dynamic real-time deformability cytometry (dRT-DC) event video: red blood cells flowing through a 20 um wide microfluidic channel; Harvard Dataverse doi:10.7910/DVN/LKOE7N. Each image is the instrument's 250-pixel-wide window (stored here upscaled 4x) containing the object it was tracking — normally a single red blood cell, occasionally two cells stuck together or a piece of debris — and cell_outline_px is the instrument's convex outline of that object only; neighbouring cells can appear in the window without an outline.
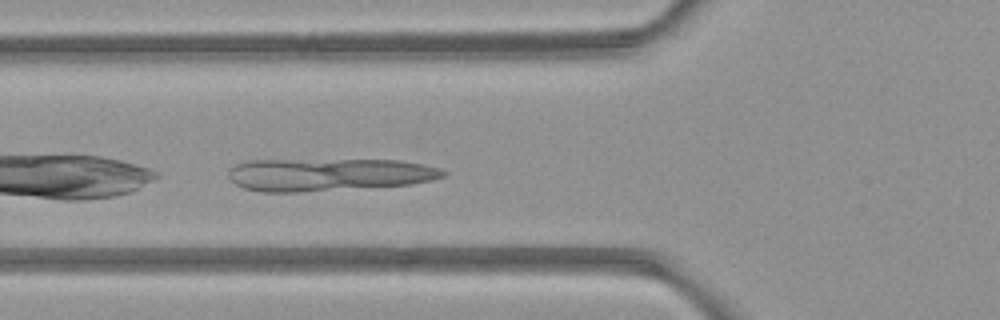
{"species": "common noctule bat (a hibernating species)", "species_latin": "Nyctalus noctula", "temperature_condition": "room temperature", "stored_images_in_passage": 4, "camera_frame_rate_fps": 3000, "um_per_image_px": 0.085, "animal": {"sex": "female", "body_mass_g": 21.9}, "frame": {"image": 1, "passage_image": 4, "time_ms": 3.333, "image_size_px": [1000, 320], "cell_outline_px": [[448, 172], [444, 176], [432, 180], [412, 184], [300, 192], [260, 192], [244, 188], [236, 184], [228, 176], [228, 172], [236, 164], [248, 160], [400, 160], [440, 168]], "centroid_in_image_um": [27.92, 14.84], "position_along_channel_um": 97.9, "area_um2": 40.81}}